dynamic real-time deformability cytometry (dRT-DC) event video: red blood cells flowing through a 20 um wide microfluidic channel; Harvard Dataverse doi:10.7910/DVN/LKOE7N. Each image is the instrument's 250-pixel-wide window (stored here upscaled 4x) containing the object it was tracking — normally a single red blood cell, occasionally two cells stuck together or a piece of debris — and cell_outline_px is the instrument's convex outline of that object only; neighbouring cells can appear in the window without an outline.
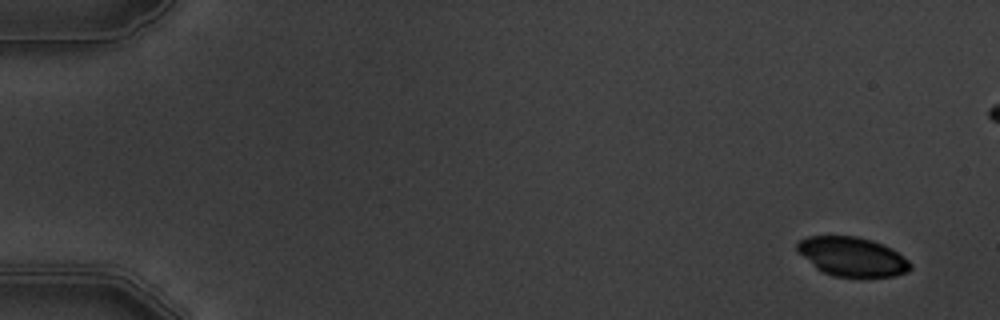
{"species": "common noctule bat (a hibernating species)", "species_latin": "Nyctalus noctula", "temperature_condition": "warm", "stored_images_in_passage": 6, "camera_frame_rate_fps": 3000, "um_per_image_px": 0.085, "animal": {"sex": "male", "body_mass_g": 19.5, "forearm_length_mm": 54.6}, "frame": {"image": 1, "passage_image": 1, "time_ms": 0.0, "image_size_px": [1000, 320], "cell_outline_px": [[912, 268], [908, 272], [896, 276], [836, 276], [824, 272], [816, 268], [796, 252], [796, 244], [800, 240], [808, 236], [856, 236], [872, 240], [892, 248], [908, 260], [912, 264]], "centroid_in_image_um": [72.43, 21.8], "position_along_channel_um": 12.6, "area_um2": 25.84}}